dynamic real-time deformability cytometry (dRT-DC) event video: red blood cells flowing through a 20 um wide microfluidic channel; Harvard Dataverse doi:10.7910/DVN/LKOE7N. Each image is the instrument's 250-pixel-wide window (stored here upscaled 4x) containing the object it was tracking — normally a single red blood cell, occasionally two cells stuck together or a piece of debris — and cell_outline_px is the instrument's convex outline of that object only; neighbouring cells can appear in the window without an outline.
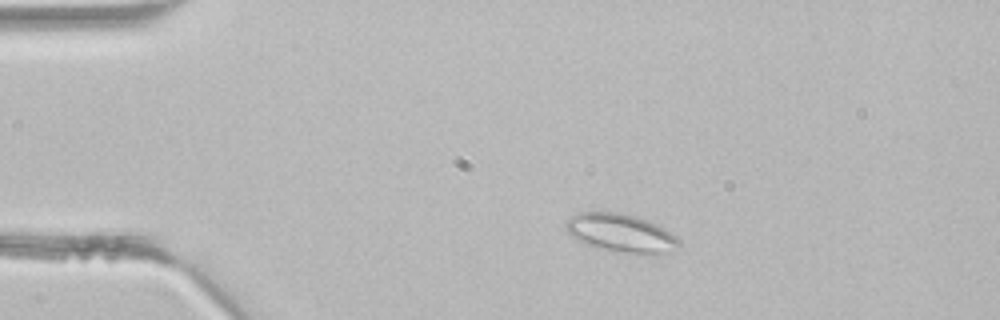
{"species": "common noctule bat (a hibernating species)", "species_latin": "Nyctalus noctula", "temperature_condition": "room temperature", "stored_images_in_passage": 41, "camera_frame_rate_fps": 3000, "um_per_image_px": 0.085, "animal": {"sex": "male", "body_mass_g": 21.5, "forearm_length_mm": 52.0}, "frame": {"image": 1, "passage_image": 6, "time_ms": 1.667, "image_size_px": [1000, 320], "cell_outline_px": [[680, 244], [656, 252], [624, 252], [604, 248], [588, 244], [576, 240], [568, 232], [564, 224], [572, 216], [580, 212], [616, 212], [636, 216], [656, 224], [664, 228], [676, 236], [680, 240]], "centroid_in_image_um": [52.69, 19.75], "position_along_channel_um": 32.3, "area_um2": 24.04}}
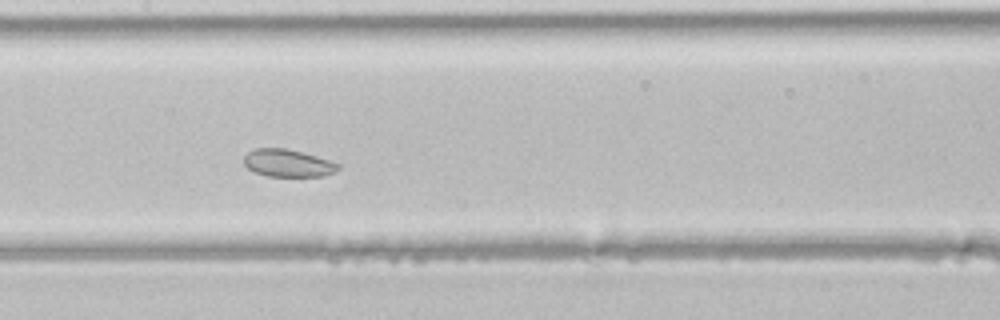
{"frame": {"image": 2, "passage_image": 19, "time_ms": 6.0, "image_size_px": [1000, 320], "cell_outline_px": [[340, 168], [324, 176], [268, 176], [256, 172], [248, 168], [244, 164], [244, 156], [248, 152], [256, 148], [284, 148], [316, 156], [340, 164]], "centroid_in_image_um": [24.45, 13.86], "position_along_channel_um": 182.9, "area_um2": 14.85}}
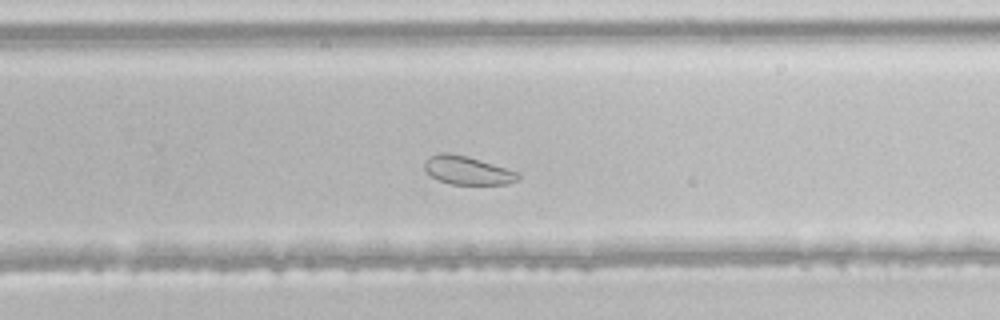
{"frame": {"image": 3, "passage_image": 26, "time_ms": 8.333, "image_size_px": [1000, 320], "cell_outline_px": [[520, 176], [516, 180], [504, 184], [452, 184], [440, 180], [432, 176], [424, 168], [424, 164], [432, 156], [440, 152], [448, 152], [464, 156], [520, 172]], "centroid_in_image_um": [39.75, 14.49], "position_along_channel_um": 290.1, "area_um2": 14.97}}